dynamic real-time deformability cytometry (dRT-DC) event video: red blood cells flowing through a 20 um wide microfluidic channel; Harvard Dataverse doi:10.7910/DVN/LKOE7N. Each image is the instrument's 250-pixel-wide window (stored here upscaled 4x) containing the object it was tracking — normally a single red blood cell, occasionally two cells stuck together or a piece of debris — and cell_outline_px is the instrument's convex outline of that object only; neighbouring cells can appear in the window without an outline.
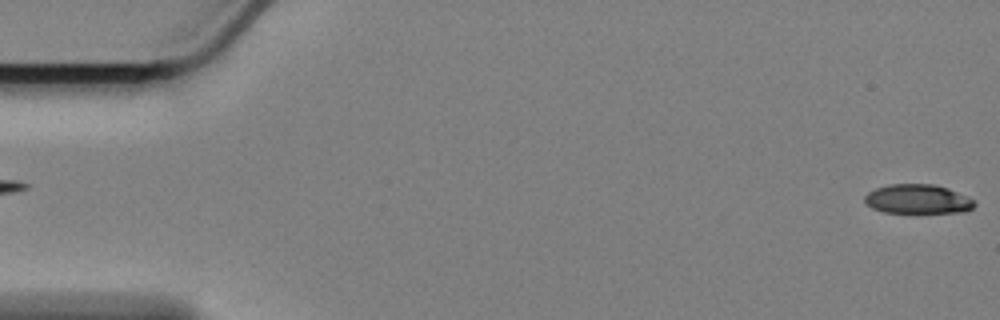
{"species": "Egyptian fruit bat (a non-hibernating species)", "species_latin": "Rousettus aegyptiacus", "temperature_condition": "cold", "stored_images_in_passage": 57, "camera_frame_rate_fps": 3000, "um_per_image_px": 0.085, "animal": {"sex": "female"}, "frame": {"image": 1, "passage_image": 1, "time_ms": 0.0, "image_size_px": [1000, 320], "cell_outline_px": [[976, 204], [972, 208], [964, 212], [884, 212], [872, 208], [864, 200], [864, 196], [868, 192], [876, 188], [888, 184], [936, 184], [948, 188], [976, 200]], "centroid_in_image_um": [78.03, 16.91], "position_along_channel_um": 7.0, "area_um2": 18.73}}
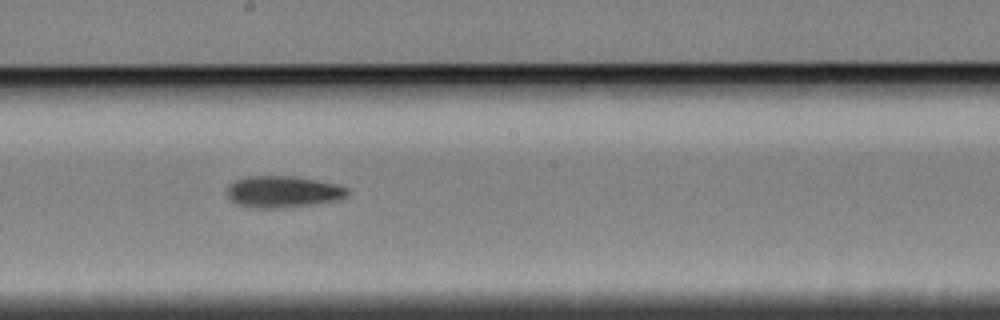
{"frame": {"image": 2, "passage_image": 32, "time_ms": 10.333, "image_size_px": [1000, 320], "cell_outline_px": [[348, 192], [344, 196], [332, 200], [312, 204], [276, 208], [248, 208], [236, 204], [228, 196], [228, 188], [236, 180], [244, 176], [292, 176], [340, 184], [348, 188]], "centroid_in_image_um": [24.01, 16.29], "position_along_channel_um": 224.2, "area_um2": 21.91}}
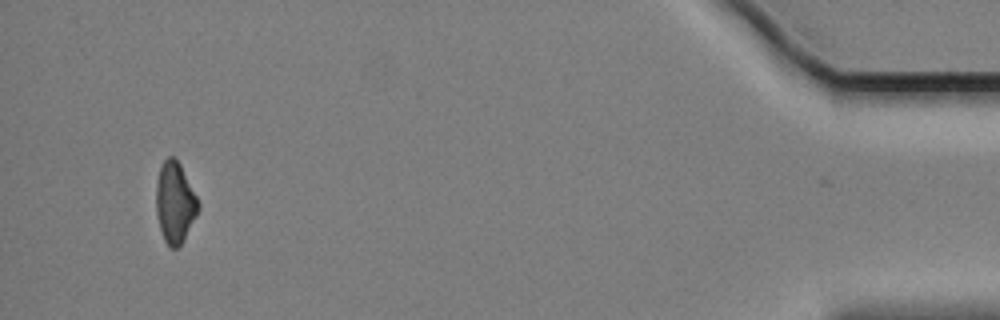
{"frame": {"image": 3, "passage_image": 56, "time_ms": 18.333, "image_size_px": [1000, 320], "cell_outline_px": [[200, 208], [184, 240], [176, 248], [172, 248], [164, 240], [160, 228], [156, 212], [156, 180], [160, 168], [164, 160], [168, 156], [176, 156], [200, 204]], "centroid_in_image_um": [14.86, 17.19], "position_along_channel_um": 420.3, "area_um2": 19.83}, "authors_computed_cell_mechanics": {"area_um2": 21.0392, "velocity_mm_per_s": 3.3984, "shape_relaxation_time_tau1_ms": null, "shape_relaxation_time_tau2_ms": 7.3345, "deformation_change_tau1": null, "deformation_change_tau2": 0.1647}}